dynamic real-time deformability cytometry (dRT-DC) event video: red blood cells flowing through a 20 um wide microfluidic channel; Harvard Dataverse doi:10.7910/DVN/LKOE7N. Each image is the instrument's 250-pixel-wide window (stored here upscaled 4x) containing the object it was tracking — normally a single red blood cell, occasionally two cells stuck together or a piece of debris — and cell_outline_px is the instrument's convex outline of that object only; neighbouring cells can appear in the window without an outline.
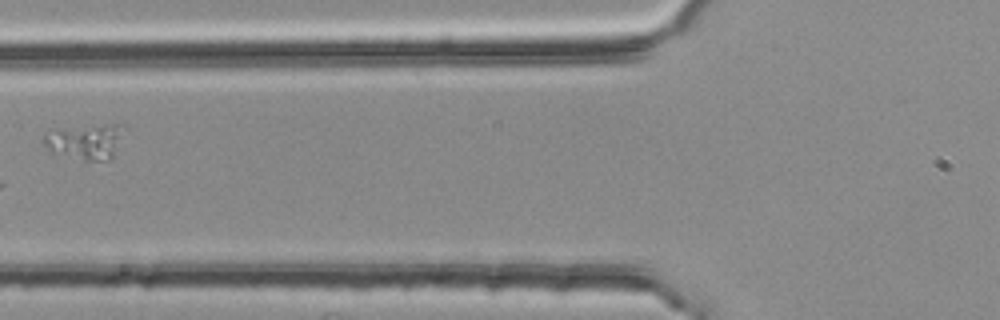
{"species": "common noctule bat (a hibernating species)", "species_latin": "Nyctalus noctula", "temperature_condition": "room temperature", "stored_images_in_passage": 3, "camera_frame_rate_fps": 3000, "um_per_image_px": 0.085, "animal": {"sex": "female", "body_mass_g": 25.1}, "frame": {"image": 1, "passage_image": 3, "time_ms": 0.667, "image_size_px": [1000, 320], "cell_outline_px": [[128, 128], [112, 160], [84, 160], [52, 152], [44, 144], [44, 132], [52, 128], [112, 124], [124, 124]], "centroid_in_image_um": [7.33, 11.99], "position_along_channel_um": 118.5, "area_um2": 17.11}}